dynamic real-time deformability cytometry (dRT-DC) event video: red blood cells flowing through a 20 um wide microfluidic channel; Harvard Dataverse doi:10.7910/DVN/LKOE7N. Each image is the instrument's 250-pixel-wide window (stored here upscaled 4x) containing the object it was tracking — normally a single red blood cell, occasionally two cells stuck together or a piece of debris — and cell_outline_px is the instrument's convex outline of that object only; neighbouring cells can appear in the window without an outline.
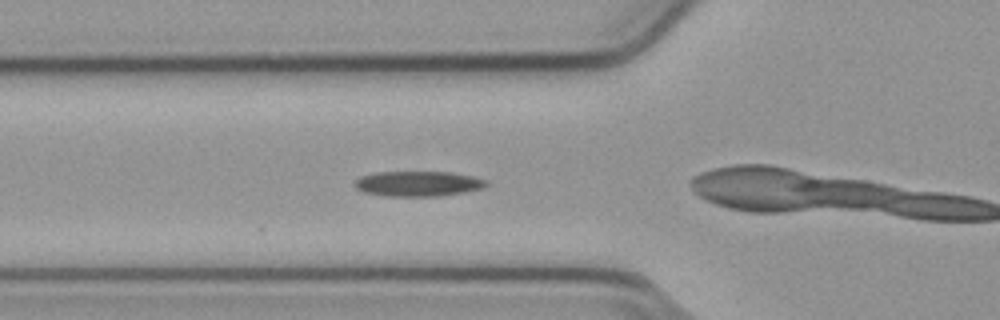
{"species": "common noctule bat (a hibernating species)", "species_latin": "Nyctalus noctula", "temperature_condition": "cold", "stored_images_in_passage": 7, "camera_frame_rate_fps": 3000, "um_per_image_px": 0.085, "animal": {"sex": "male", "body_mass_g": 23.1, "forearm_length_mm": 52.7}, "frame": {"image": 1, "passage_image": 3, "time_ms": 0.667, "image_size_px": [1000, 320], "cell_outline_px": [[488, 184], [480, 188], [460, 192], [436, 196], [388, 196], [364, 192], [356, 188], [352, 184], [360, 176], [376, 172], [452, 172], [472, 176], [488, 180]], "centroid_in_image_um": [35.48, 15.6], "position_along_channel_um": 90.3, "area_um2": 19.13}}